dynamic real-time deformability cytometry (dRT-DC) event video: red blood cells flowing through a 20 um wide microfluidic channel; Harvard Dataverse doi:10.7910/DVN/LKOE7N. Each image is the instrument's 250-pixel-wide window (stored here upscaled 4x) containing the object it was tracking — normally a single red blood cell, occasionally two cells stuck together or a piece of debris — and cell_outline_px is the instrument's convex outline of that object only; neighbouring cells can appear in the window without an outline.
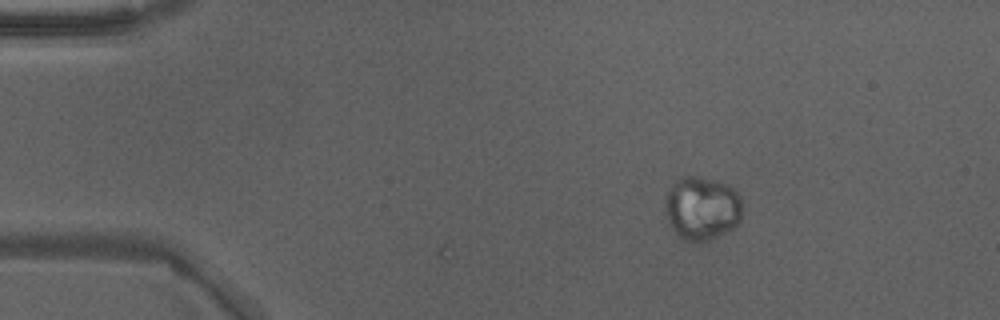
{"species": "Egyptian fruit bat (a non-hibernating species)", "species_latin": "Rousettus aegyptiacus", "temperature_condition": "warm", "stored_images_in_passage": 3, "camera_frame_rate_fps": 3000, "um_per_image_px": 0.085, "animal": {"sex": "male"}, "frame": {"image": 1, "passage_image": 1, "time_ms": 0.0, "image_size_px": [1000, 320], "cell_outline_px": [[740, 220], [732, 228], [708, 240], [684, 240], [668, 224], [664, 208], [664, 200], [672, 184], [684, 176], [696, 176], [716, 180], [732, 188], [740, 196]], "centroid_in_image_um": [59.62, 17.68], "position_along_channel_um": 25.4, "area_um2": 28.15}}